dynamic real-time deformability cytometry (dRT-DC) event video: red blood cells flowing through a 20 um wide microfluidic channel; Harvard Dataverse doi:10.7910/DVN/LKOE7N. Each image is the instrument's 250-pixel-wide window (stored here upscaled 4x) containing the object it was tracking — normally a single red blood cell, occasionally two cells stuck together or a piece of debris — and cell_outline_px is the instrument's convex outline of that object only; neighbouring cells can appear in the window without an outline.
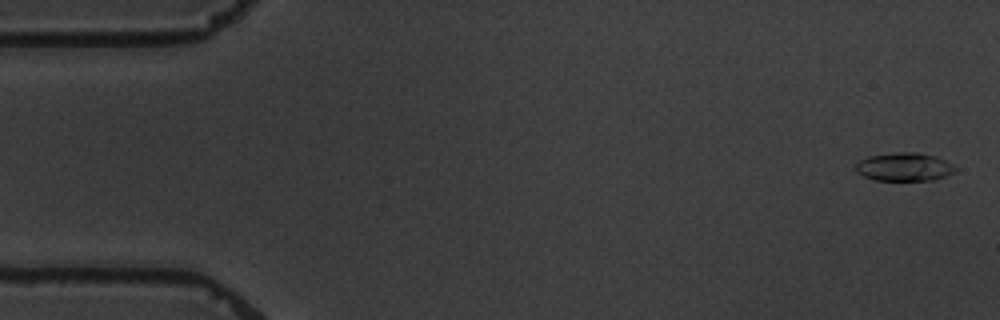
{"species": "common noctule bat (a hibernating species)", "species_latin": "Nyctalus noctula", "temperature_condition": "warm", "stored_images_in_passage": 5, "camera_frame_rate_fps": 3000, "um_per_image_px": 0.085, "animal": {"sex": "male", "body_mass_g": 19.5, "forearm_length_mm": 54.6}, "frame": {"image": 1, "passage_image": 1, "time_ms": 0.0, "image_size_px": [1000, 320], "cell_outline_px": [[956, 172], [932, 180], [872, 180], [856, 172], [856, 164], [860, 160], [868, 156], [892, 152], [920, 152], [936, 156], [952, 164], [956, 168]], "centroid_in_image_um": [76.85, 14.17], "position_along_channel_um": 8.1, "area_um2": 16.53}}
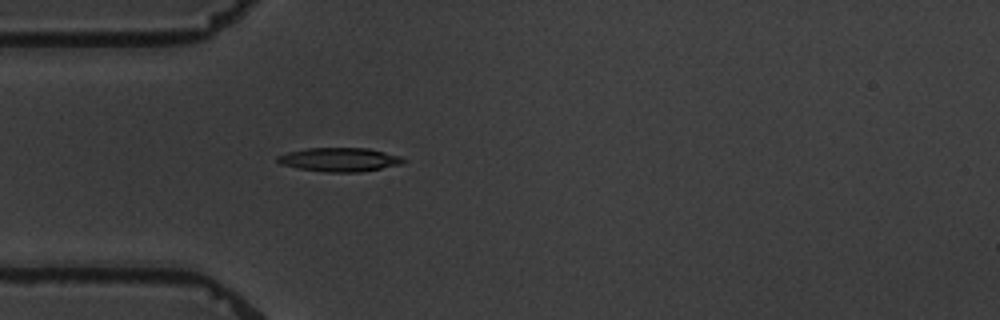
{"frame": {"image": 2, "passage_image": 5, "time_ms": 5.0, "image_size_px": [1000, 320], "cell_outline_px": [[408, 160], [404, 164], [360, 172], [324, 172], [300, 168], [280, 164], [276, 160], [276, 156], [288, 152], [308, 148], [368, 148], [400, 156]], "centroid_in_image_um": [28.89, 13.57], "position_along_channel_um": 56.1, "area_um2": 17.51}}